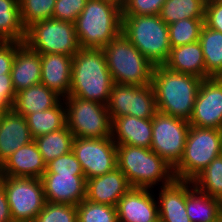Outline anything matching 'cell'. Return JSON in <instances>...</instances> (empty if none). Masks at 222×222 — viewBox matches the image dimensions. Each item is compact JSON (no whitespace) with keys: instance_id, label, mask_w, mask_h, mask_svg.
<instances>
[{"instance_id":"f6af8a7d","label":"cell","mask_w":222,"mask_h":222,"mask_svg":"<svg viewBox=\"0 0 222 222\" xmlns=\"http://www.w3.org/2000/svg\"><path fill=\"white\" fill-rule=\"evenodd\" d=\"M207 1H215V2H220V3H222V0H207Z\"/></svg>"},{"instance_id":"8d00e7d4","label":"cell","mask_w":222,"mask_h":222,"mask_svg":"<svg viewBox=\"0 0 222 222\" xmlns=\"http://www.w3.org/2000/svg\"><path fill=\"white\" fill-rule=\"evenodd\" d=\"M44 173L84 175L80 163L72 151L47 163Z\"/></svg>"},{"instance_id":"6da1fadb","label":"cell","mask_w":222,"mask_h":222,"mask_svg":"<svg viewBox=\"0 0 222 222\" xmlns=\"http://www.w3.org/2000/svg\"><path fill=\"white\" fill-rule=\"evenodd\" d=\"M202 80L191 74L171 71L164 65L154 66L151 85L158 112L189 122Z\"/></svg>"},{"instance_id":"9c48e42d","label":"cell","mask_w":222,"mask_h":222,"mask_svg":"<svg viewBox=\"0 0 222 222\" xmlns=\"http://www.w3.org/2000/svg\"><path fill=\"white\" fill-rule=\"evenodd\" d=\"M66 122L74 137H111L112 121L106 105L76 96L64 98Z\"/></svg>"},{"instance_id":"f546056e","label":"cell","mask_w":222,"mask_h":222,"mask_svg":"<svg viewBox=\"0 0 222 222\" xmlns=\"http://www.w3.org/2000/svg\"><path fill=\"white\" fill-rule=\"evenodd\" d=\"M74 138L66 125L60 130L34 138V141L47 164L55 158L71 152Z\"/></svg>"},{"instance_id":"277c9868","label":"cell","mask_w":222,"mask_h":222,"mask_svg":"<svg viewBox=\"0 0 222 222\" xmlns=\"http://www.w3.org/2000/svg\"><path fill=\"white\" fill-rule=\"evenodd\" d=\"M117 167L131 188L153 189L175 178L170 164L151 149L142 147L117 145Z\"/></svg>"},{"instance_id":"7c38bea8","label":"cell","mask_w":222,"mask_h":222,"mask_svg":"<svg viewBox=\"0 0 222 222\" xmlns=\"http://www.w3.org/2000/svg\"><path fill=\"white\" fill-rule=\"evenodd\" d=\"M107 108L111 121L125 115L152 119L158 112L151 84L135 86L114 83Z\"/></svg>"},{"instance_id":"1f68e13d","label":"cell","mask_w":222,"mask_h":222,"mask_svg":"<svg viewBox=\"0 0 222 222\" xmlns=\"http://www.w3.org/2000/svg\"><path fill=\"white\" fill-rule=\"evenodd\" d=\"M192 182L200 192L222 201V156L213 159Z\"/></svg>"},{"instance_id":"ac0fdd59","label":"cell","mask_w":222,"mask_h":222,"mask_svg":"<svg viewBox=\"0 0 222 222\" xmlns=\"http://www.w3.org/2000/svg\"><path fill=\"white\" fill-rule=\"evenodd\" d=\"M131 188L118 167L98 177L86 180V200L116 207L120 198Z\"/></svg>"},{"instance_id":"2e32d148","label":"cell","mask_w":222,"mask_h":222,"mask_svg":"<svg viewBox=\"0 0 222 222\" xmlns=\"http://www.w3.org/2000/svg\"><path fill=\"white\" fill-rule=\"evenodd\" d=\"M41 181L46 202L77 206L86 198L84 175L44 173Z\"/></svg>"},{"instance_id":"44dd1931","label":"cell","mask_w":222,"mask_h":222,"mask_svg":"<svg viewBox=\"0 0 222 222\" xmlns=\"http://www.w3.org/2000/svg\"><path fill=\"white\" fill-rule=\"evenodd\" d=\"M111 138L116 145H130L150 149L152 119L129 115L117 117L112 120Z\"/></svg>"},{"instance_id":"4fadbf2b","label":"cell","mask_w":222,"mask_h":222,"mask_svg":"<svg viewBox=\"0 0 222 222\" xmlns=\"http://www.w3.org/2000/svg\"><path fill=\"white\" fill-rule=\"evenodd\" d=\"M72 152L87 179L102 176L117 167V145L111 137H75Z\"/></svg>"},{"instance_id":"7bdbcfd3","label":"cell","mask_w":222,"mask_h":222,"mask_svg":"<svg viewBox=\"0 0 222 222\" xmlns=\"http://www.w3.org/2000/svg\"><path fill=\"white\" fill-rule=\"evenodd\" d=\"M0 222H13L8 199L3 185L0 183Z\"/></svg>"},{"instance_id":"ffe728a7","label":"cell","mask_w":222,"mask_h":222,"mask_svg":"<svg viewBox=\"0 0 222 222\" xmlns=\"http://www.w3.org/2000/svg\"><path fill=\"white\" fill-rule=\"evenodd\" d=\"M41 83L63 99L69 96L72 56L58 53H40Z\"/></svg>"},{"instance_id":"52a82bcc","label":"cell","mask_w":222,"mask_h":222,"mask_svg":"<svg viewBox=\"0 0 222 222\" xmlns=\"http://www.w3.org/2000/svg\"><path fill=\"white\" fill-rule=\"evenodd\" d=\"M222 152V130L190 125L183 155L173 167L174 177L192 181Z\"/></svg>"},{"instance_id":"f1b7e54d","label":"cell","mask_w":222,"mask_h":222,"mask_svg":"<svg viewBox=\"0 0 222 222\" xmlns=\"http://www.w3.org/2000/svg\"><path fill=\"white\" fill-rule=\"evenodd\" d=\"M199 43L205 60L207 78L222 77V32L204 25Z\"/></svg>"},{"instance_id":"7a4b0ae2","label":"cell","mask_w":222,"mask_h":222,"mask_svg":"<svg viewBox=\"0 0 222 222\" xmlns=\"http://www.w3.org/2000/svg\"><path fill=\"white\" fill-rule=\"evenodd\" d=\"M113 84L103 49L80 48L72 57L69 96L107 106Z\"/></svg>"},{"instance_id":"cb8c5ba5","label":"cell","mask_w":222,"mask_h":222,"mask_svg":"<svg viewBox=\"0 0 222 222\" xmlns=\"http://www.w3.org/2000/svg\"><path fill=\"white\" fill-rule=\"evenodd\" d=\"M164 66L174 72L191 74L201 79L207 78L205 60L199 41L171 48Z\"/></svg>"},{"instance_id":"3957f363","label":"cell","mask_w":222,"mask_h":222,"mask_svg":"<svg viewBox=\"0 0 222 222\" xmlns=\"http://www.w3.org/2000/svg\"><path fill=\"white\" fill-rule=\"evenodd\" d=\"M74 25L81 48L103 49L121 33L122 9L106 0H87Z\"/></svg>"},{"instance_id":"5b68a950","label":"cell","mask_w":222,"mask_h":222,"mask_svg":"<svg viewBox=\"0 0 222 222\" xmlns=\"http://www.w3.org/2000/svg\"><path fill=\"white\" fill-rule=\"evenodd\" d=\"M121 33L154 65L169 58L168 25L159 15H122Z\"/></svg>"},{"instance_id":"d590c367","label":"cell","mask_w":222,"mask_h":222,"mask_svg":"<svg viewBox=\"0 0 222 222\" xmlns=\"http://www.w3.org/2000/svg\"><path fill=\"white\" fill-rule=\"evenodd\" d=\"M34 222H77L76 206L46 202Z\"/></svg>"},{"instance_id":"d6986e66","label":"cell","mask_w":222,"mask_h":222,"mask_svg":"<svg viewBox=\"0 0 222 222\" xmlns=\"http://www.w3.org/2000/svg\"><path fill=\"white\" fill-rule=\"evenodd\" d=\"M26 118L13 109L0 116V165L16 150L33 141Z\"/></svg>"},{"instance_id":"e575fe53","label":"cell","mask_w":222,"mask_h":222,"mask_svg":"<svg viewBox=\"0 0 222 222\" xmlns=\"http://www.w3.org/2000/svg\"><path fill=\"white\" fill-rule=\"evenodd\" d=\"M20 17L25 28L32 23L52 18L56 0H18Z\"/></svg>"},{"instance_id":"4dcf8cb0","label":"cell","mask_w":222,"mask_h":222,"mask_svg":"<svg viewBox=\"0 0 222 222\" xmlns=\"http://www.w3.org/2000/svg\"><path fill=\"white\" fill-rule=\"evenodd\" d=\"M207 0H166L159 13L167 24L178 20L204 18Z\"/></svg>"},{"instance_id":"f35d334b","label":"cell","mask_w":222,"mask_h":222,"mask_svg":"<svg viewBox=\"0 0 222 222\" xmlns=\"http://www.w3.org/2000/svg\"><path fill=\"white\" fill-rule=\"evenodd\" d=\"M166 0H125L122 15H159Z\"/></svg>"},{"instance_id":"d4e9b609","label":"cell","mask_w":222,"mask_h":222,"mask_svg":"<svg viewBox=\"0 0 222 222\" xmlns=\"http://www.w3.org/2000/svg\"><path fill=\"white\" fill-rule=\"evenodd\" d=\"M63 98L42 83L16 93L12 109L26 117L34 112H42L55 107Z\"/></svg>"},{"instance_id":"ba28073f","label":"cell","mask_w":222,"mask_h":222,"mask_svg":"<svg viewBox=\"0 0 222 222\" xmlns=\"http://www.w3.org/2000/svg\"><path fill=\"white\" fill-rule=\"evenodd\" d=\"M24 43L38 53H58L72 57L81 48L74 23L54 18L28 26Z\"/></svg>"},{"instance_id":"60d3db41","label":"cell","mask_w":222,"mask_h":222,"mask_svg":"<svg viewBox=\"0 0 222 222\" xmlns=\"http://www.w3.org/2000/svg\"><path fill=\"white\" fill-rule=\"evenodd\" d=\"M23 43L0 42V75L10 74L17 49Z\"/></svg>"},{"instance_id":"83f0119b","label":"cell","mask_w":222,"mask_h":222,"mask_svg":"<svg viewBox=\"0 0 222 222\" xmlns=\"http://www.w3.org/2000/svg\"><path fill=\"white\" fill-rule=\"evenodd\" d=\"M26 28L23 26L19 1L0 0V42L24 43Z\"/></svg>"},{"instance_id":"b9f144b4","label":"cell","mask_w":222,"mask_h":222,"mask_svg":"<svg viewBox=\"0 0 222 222\" xmlns=\"http://www.w3.org/2000/svg\"><path fill=\"white\" fill-rule=\"evenodd\" d=\"M204 25L222 32V3L215 1L206 2Z\"/></svg>"},{"instance_id":"e0dca14e","label":"cell","mask_w":222,"mask_h":222,"mask_svg":"<svg viewBox=\"0 0 222 222\" xmlns=\"http://www.w3.org/2000/svg\"><path fill=\"white\" fill-rule=\"evenodd\" d=\"M45 171L46 163L34 140L13 152L0 165V176L41 178Z\"/></svg>"},{"instance_id":"5bb4252c","label":"cell","mask_w":222,"mask_h":222,"mask_svg":"<svg viewBox=\"0 0 222 222\" xmlns=\"http://www.w3.org/2000/svg\"><path fill=\"white\" fill-rule=\"evenodd\" d=\"M189 124L222 130V77L201 81Z\"/></svg>"},{"instance_id":"8fae6325","label":"cell","mask_w":222,"mask_h":222,"mask_svg":"<svg viewBox=\"0 0 222 222\" xmlns=\"http://www.w3.org/2000/svg\"><path fill=\"white\" fill-rule=\"evenodd\" d=\"M189 127L186 120L157 112L152 118L150 149L174 167L183 155Z\"/></svg>"},{"instance_id":"9a60e30c","label":"cell","mask_w":222,"mask_h":222,"mask_svg":"<svg viewBox=\"0 0 222 222\" xmlns=\"http://www.w3.org/2000/svg\"><path fill=\"white\" fill-rule=\"evenodd\" d=\"M152 189L130 188L116 205L118 222H159L158 203Z\"/></svg>"},{"instance_id":"4316f807","label":"cell","mask_w":222,"mask_h":222,"mask_svg":"<svg viewBox=\"0 0 222 222\" xmlns=\"http://www.w3.org/2000/svg\"><path fill=\"white\" fill-rule=\"evenodd\" d=\"M25 118L33 139L60 130L67 125L64 99L51 109L31 113Z\"/></svg>"},{"instance_id":"ab89813d","label":"cell","mask_w":222,"mask_h":222,"mask_svg":"<svg viewBox=\"0 0 222 222\" xmlns=\"http://www.w3.org/2000/svg\"><path fill=\"white\" fill-rule=\"evenodd\" d=\"M16 98L11 74L0 75V109L2 111L12 109Z\"/></svg>"},{"instance_id":"603a6c76","label":"cell","mask_w":222,"mask_h":222,"mask_svg":"<svg viewBox=\"0 0 222 222\" xmlns=\"http://www.w3.org/2000/svg\"><path fill=\"white\" fill-rule=\"evenodd\" d=\"M11 79L15 92L41 83V55L23 43L16 51Z\"/></svg>"},{"instance_id":"484cf974","label":"cell","mask_w":222,"mask_h":222,"mask_svg":"<svg viewBox=\"0 0 222 222\" xmlns=\"http://www.w3.org/2000/svg\"><path fill=\"white\" fill-rule=\"evenodd\" d=\"M186 211L191 222H217L221 218L222 201L197 190L186 180Z\"/></svg>"},{"instance_id":"d6a6232c","label":"cell","mask_w":222,"mask_h":222,"mask_svg":"<svg viewBox=\"0 0 222 222\" xmlns=\"http://www.w3.org/2000/svg\"><path fill=\"white\" fill-rule=\"evenodd\" d=\"M204 18L178 20L168 25L171 48L199 41Z\"/></svg>"},{"instance_id":"30bf717a","label":"cell","mask_w":222,"mask_h":222,"mask_svg":"<svg viewBox=\"0 0 222 222\" xmlns=\"http://www.w3.org/2000/svg\"><path fill=\"white\" fill-rule=\"evenodd\" d=\"M13 222H34L46 203L41 178L0 176Z\"/></svg>"},{"instance_id":"836d02e7","label":"cell","mask_w":222,"mask_h":222,"mask_svg":"<svg viewBox=\"0 0 222 222\" xmlns=\"http://www.w3.org/2000/svg\"><path fill=\"white\" fill-rule=\"evenodd\" d=\"M77 222H118L116 207L84 199L77 206Z\"/></svg>"},{"instance_id":"7402d4cb","label":"cell","mask_w":222,"mask_h":222,"mask_svg":"<svg viewBox=\"0 0 222 222\" xmlns=\"http://www.w3.org/2000/svg\"><path fill=\"white\" fill-rule=\"evenodd\" d=\"M157 197L160 222H191L186 211V180L174 178L159 186Z\"/></svg>"},{"instance_id":"ee69618b","label":"cell","mask_w":222,"mask_h":222,"mask_svg":"<svg viewBox=\"0 0 222 222\" xmlns=\"http://www.w3.org/2000/svg\"><path fill=\"white\" fill-rule=\"evenodd\" d=\"M106 1L112 2L116 4L117 6H119L120 8H122L125 3V0H106Z\"/></svg>"},{"instance_id":"8992f818","label":"cell","mask_w":222,"mask_h":222,"mask_svg":"<svg viewBox=\"0 0 222 222\" xmlns=\"http://www.w3.org/2000/svg\"><path fill=\"white\" fill-rule=\"evenodd\" d=\"M114 83L145 86L151 84L154 65L120 33L103 48Z\"/></svg>"},{"instance_id":"74e56055","label":"cell","mask_w":222,"mask_h":222,"mask_svg":"<svg viewBox=\"0 0 222 222\" xmlns=\"http://www.w3.org/2000/svg\"><path fill=\"white\" fill-rule=\"evenodd\" d=\"M87 0H56L52 18L75 23Z\"/></svg>"}]
</instances>
